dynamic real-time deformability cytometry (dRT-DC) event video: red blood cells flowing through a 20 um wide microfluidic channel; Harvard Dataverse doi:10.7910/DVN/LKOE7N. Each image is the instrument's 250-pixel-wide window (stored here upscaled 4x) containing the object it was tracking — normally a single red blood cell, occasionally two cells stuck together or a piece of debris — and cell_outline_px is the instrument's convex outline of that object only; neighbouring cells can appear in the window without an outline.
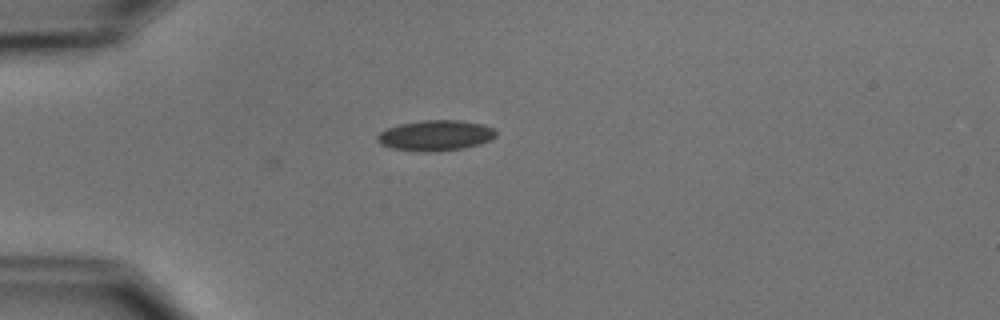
{"species": "common noctule bat (a hibernating species)", "species_latin": "Nyctalus noctula", "temperature_condition": "cold", "stored_images_in_passage": 2, "camera_frame_rate_fps": 3000, "um_per_image_px": 0.085, "animal": {"sex": "male", "body_mass_g": 15.6}, "frame": {"image": 1, "passage_image": 1, "time_ms": 0.0, "image_size_px": [1000, 320], "cell_outline_px": [[496, 136], [492, 140], [480, 144], [464, 148], [428, 152], [424, 152], [392, 148], [380, 144], [376, 140], [376, 136], [380, 132], [388, 128], [400, 124], [420, 120], [460, 120], [480, 124], [492, 128], [496, 132]], "centroid_in_image_um": [37.01, 11.51], "position_along_channel_um": 48.0, "area_um2": 21.1}}
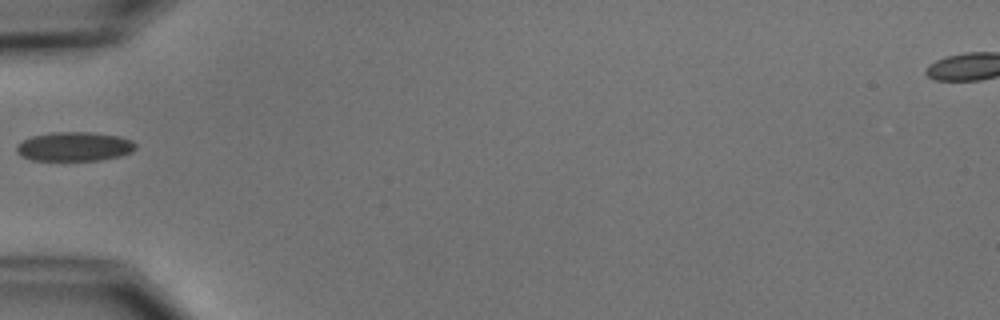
{"frame": {"image": 2, "passage_image": 2, "time_ms": 1.333, "image_size_px": [1000, 320], "cell_outline_px": [[136, 148], [132, 152], [120, 156], [100, 160], [32, 160], [20, 156], [16, 152], [16, 148], [24, 140], [32, 136], [52, 132], [92, 132], [120, 136], [132, 140], [136, 144]], "centroid_in_image_um": [6.35, 12.45], "position_along_channel_um": 78.6, "area_um2": 20.29}}